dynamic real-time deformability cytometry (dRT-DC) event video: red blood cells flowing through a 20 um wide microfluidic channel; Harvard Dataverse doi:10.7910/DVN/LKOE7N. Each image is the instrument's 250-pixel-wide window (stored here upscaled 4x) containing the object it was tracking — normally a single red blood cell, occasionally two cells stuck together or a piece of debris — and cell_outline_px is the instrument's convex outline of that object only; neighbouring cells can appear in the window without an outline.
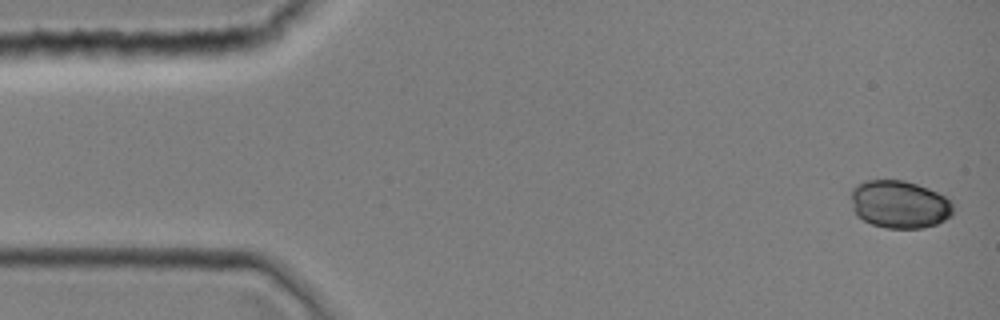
{"species": "common noctule bat (a hibernating species)", "species_latin": "Nyctalus noctula", "temperature_condition": "room temperature", "stored_images_in_passage": 39, "camera_frame_rate_fps": 3000, "um_per_image_px": 0.085, "animal": {"sex": "female", "body_mass_g": 19.0, "forearm_length_mm": 51.5}, "frame": {"image": 1, "passage_image": 1, "time_ms": 0.0, "image_size_px": [1000, 320], "cell_outline_px": [[952, 216], [936, 224], [924, 228], [888, 228], [872, 224], [856, 216], [852, 208], [852, 188], [856, 184], [864, 180], [904, 180], [928, 188], [952, 200]], "centroid_in_image_um": [76.44, 17.37], "position_along_channel_um": 8.6, "area_um2": 28.55}}
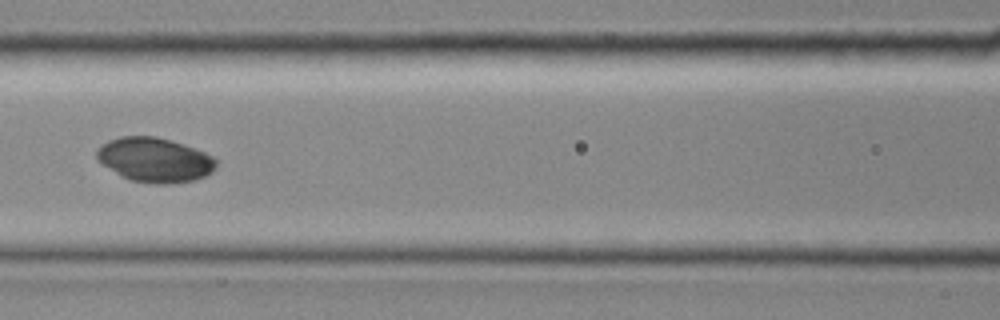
{"frame": {"image": 2, "passage_image": 17, "time_ms": 5.333, "image_size_px": [1000, 320], "cell_outline_px": [[216, 168], [212, 172], [204, 176], [192, 180], [168, 184], [156, 184], [128, 180], [96, 160], [96, 148], [100, 144], [108, 140], [120, 136], [156, 136], [184, 144], [204, 152], [212, 156], [216, 160]], "centroid_in_image_um": [13.11, 13.58], "position_along_channel_um": 153.5, "area_um2": 31.1}}
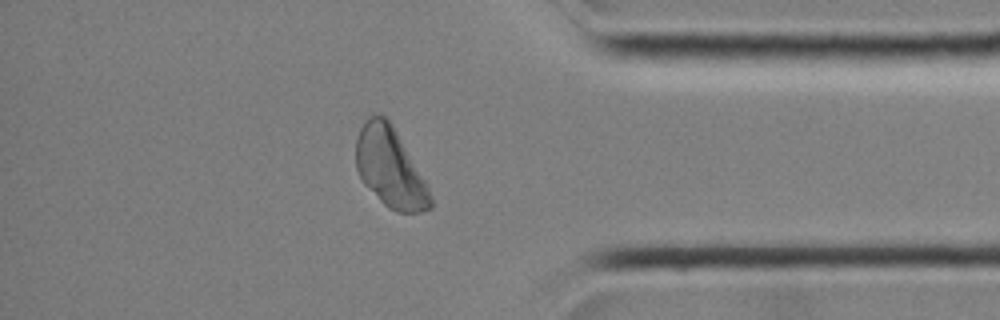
{"frame": {"image": 3, "passage_image": 33, "time_ms": 10.667, "image_size_px": [1000, 320], "cell_outline_px": [[432, 208], [420, 212], [396, 212], [388, 208], [360, 180], [356, 168], [356, 140], [360, 128], [364, 120], [372, 112], [380, 112], [392, 124], [428, 184], [432, 196]], "centroid_in_image_um": [33.15, 14.22], "position_along_channel_um": 402.0, "area_um2": 34.97}}